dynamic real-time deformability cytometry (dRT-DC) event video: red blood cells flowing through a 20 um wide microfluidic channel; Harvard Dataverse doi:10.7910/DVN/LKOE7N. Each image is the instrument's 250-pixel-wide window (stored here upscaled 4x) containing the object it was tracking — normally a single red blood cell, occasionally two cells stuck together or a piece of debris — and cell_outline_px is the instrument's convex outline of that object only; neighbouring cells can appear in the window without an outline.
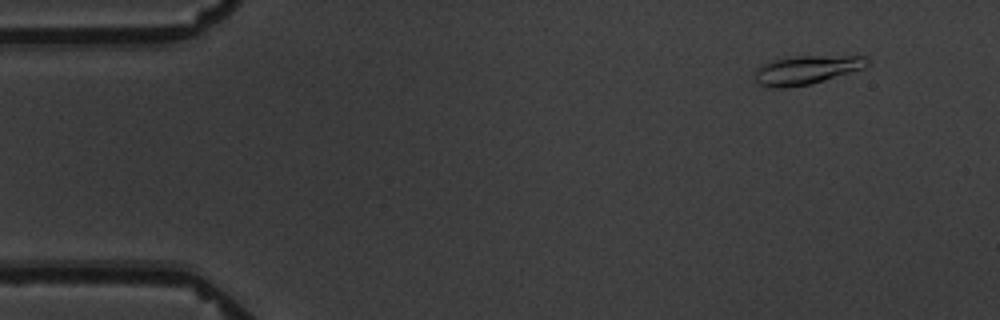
{"species": "common noctule bat (a hibernating species)", "species_latin": "Nyctalus noctula", "temperature_condition": "warm", "stored_images_in_passage": 6, "camera_frame_rate_fps": 3000, "um_per_image_px": 0.085, "animal": {"sex": "male", "body_mass_g": 19.5, "forearm_length_mm": 54.6}, "frame": {"image": 1, "passage_image": 2, "time_ms": 1.0, "image_size_px": [1000, 320], "cell_outline_px": [[872, 60], [864, 68], [812, 84], [788, 88], [772, 88], [760, 84], [756, 80], [756, 68], [776, 56], [868, 56]], "centroid_in_image_um": [68.55, 5.92], "position_along_channel_um": 16.5, "area_um2": 19.31}}